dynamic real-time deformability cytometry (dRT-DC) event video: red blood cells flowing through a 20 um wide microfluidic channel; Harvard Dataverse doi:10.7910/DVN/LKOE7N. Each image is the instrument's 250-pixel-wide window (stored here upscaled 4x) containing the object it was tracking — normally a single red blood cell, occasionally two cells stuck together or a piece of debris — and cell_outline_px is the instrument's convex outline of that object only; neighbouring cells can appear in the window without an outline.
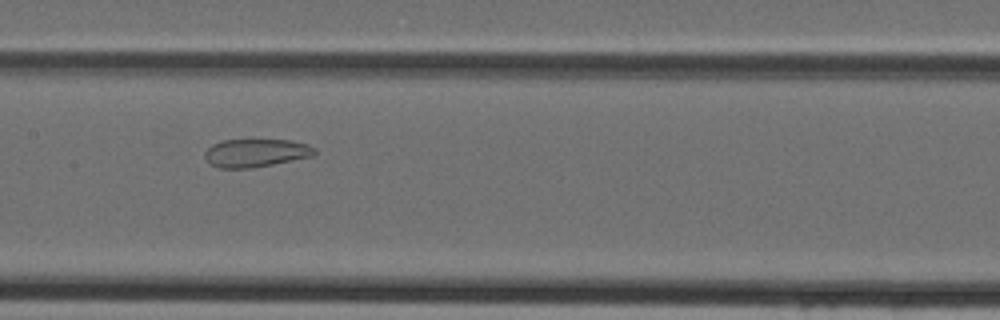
{"species": "Egyptian fruit bat (a non-hibernating species)", "species_latin": "Rousettus aegyptiacus", "temperature_condition": "cold", "stored_images_in_passage": 44, "camera_frame_rate_fps": 3000, "um_per_image_px": 0.085, "animal": {"sex": "female"}, "frame": {"image": 1, "passage_image": 21, "time_ms": 6.667, "image_size_px": [1000, 320], "cell_outline_px": [[316, 152], [312, 156], [252, 168], [220, 168], [208, 164], [204, 156], [204, 152], [212, 144], [224, 140], [292, 140], [308, 144], [316, 148]], "centroid_in_image_um": [21.72, 13.0], "position_along_channel_um": 185.7, "area_um2": 18.03}}
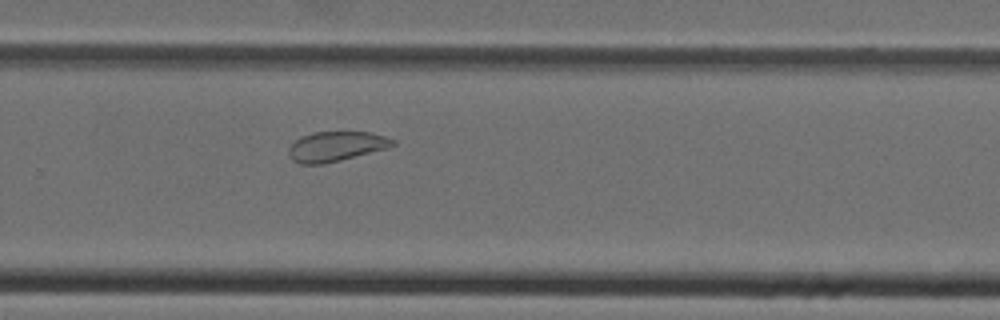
{"frame": {"image": 2, "passage_image": 29, "time_ms": 9.333, "image_size_px": [1000, 320], "cell_outline_px": [[396, 144], [388, 148], [324, 164], [300, 164], [292, 160], [288, 152], [288, 148], [300, 136], [312, 132], [372, 132], [396, 140]], "centroid_in_image_um": [28.56, 12.44], "position_along_channel_um": 301.2, "area_um2": 18.15}}
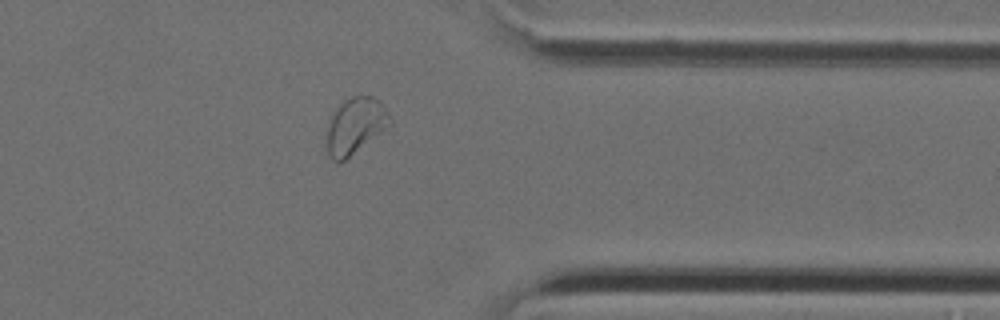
{"frame": {"image": 3, "passage_image": 35, "time_ms": 11.333, "image_size_px": [1000, 320], "cell_outline_px": [[392, 124], [344, 160], [332, 160], [328, 152], [328, 128], [332, 116], [336, 108], [344, 100], [352, 96], [376, 96], [380, 100], [392, 120]], "centroid_in_image_um": [30.24, 10.64], "position_along_channel_um": 381.2, "area_um2": 20.17}}